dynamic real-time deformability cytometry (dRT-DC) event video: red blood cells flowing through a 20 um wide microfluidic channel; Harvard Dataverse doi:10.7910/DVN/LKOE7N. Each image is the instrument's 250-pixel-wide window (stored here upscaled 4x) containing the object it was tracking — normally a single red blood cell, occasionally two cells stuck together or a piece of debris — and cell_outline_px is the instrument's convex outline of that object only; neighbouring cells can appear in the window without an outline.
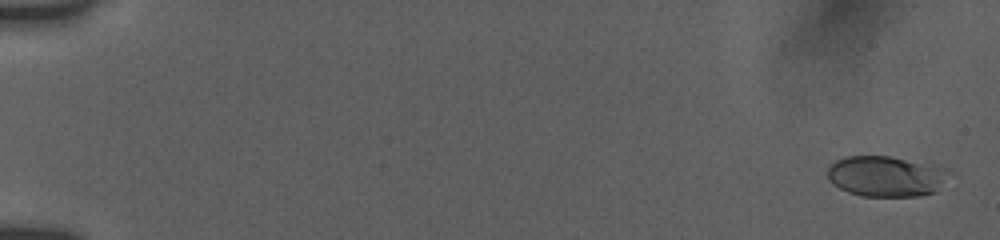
{"species": "human", "species_latin": "Homo sapiens", "temperature_condition": "room temperature", "stored_images_in_passage": 29, "camera_frame_rate_fps": 3000, "um_per_image_px": 0.085, "donor": {"sex": "female"}, "frame": {"image": 1, "passage_image": 2, "time_ms": 0.333, "image_size_px": [1000, 240], "cell_outline_px": [[940, 180], [936, 192], [920, 196], [860, 196], [848, 192], [832, 184], [828, 180], [828, 168], [836, 160], [844, 156], [888, 156], [940, 168]], "centroid_in_image_um": [75.09, 15.0], "position_along_channel_um": 9.9, "area_um2": 27.51}}
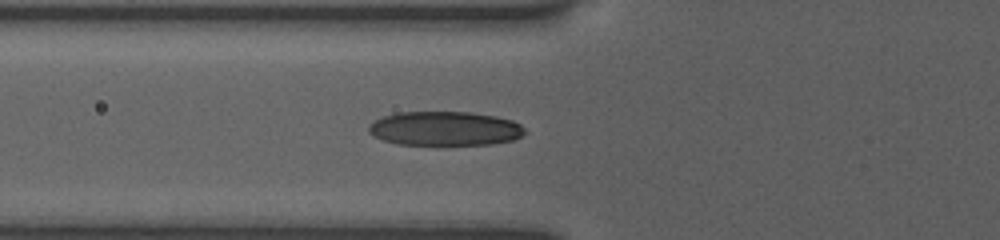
{"frame": {"image": 2, "passage_image": 22, "time_ms": 7.0, "image_size_px": [1000, 240], "cell_outline_px": [[528, 132], [524, 136], [512, 140], [492, 144], [396, 144], [372, 136], [368, 132], [368, 124], [384, 116], [400, 112], [468, 112], [496, 116], [512, 120], [520, 124]], "centroid_in_image_um": [37.83, 10.92], "position_along_channel_um": 88.0, "area_um2": 31.15}}
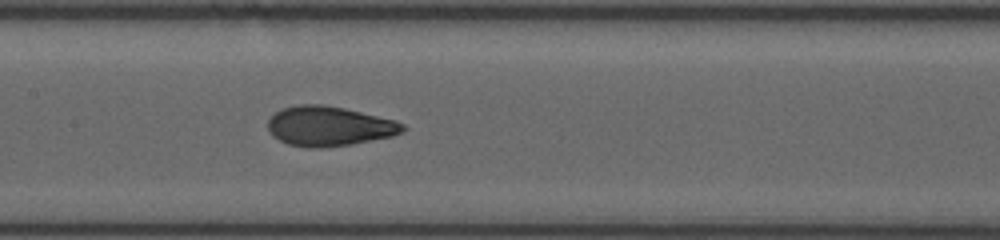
{"frame": {"image": 3, "passage_image": 29, "time_ms": 9.333, "image_size_px": [1000, 240], "cell_outline_px": [[408, 128], [404, 132], [392, 136], [352, 144], [320, 148], [308, 148], [288, 144], [272, 136], [268, 132], [268, 120], [276, 112], [284, 108], [296, 104], [324, 104], [344, 108], [396, 120], [404, 124]], "centroid_in_image_um": [27.99, 10.72], "position_along_channel_um": 179.4, "area_um2": 31.44}}